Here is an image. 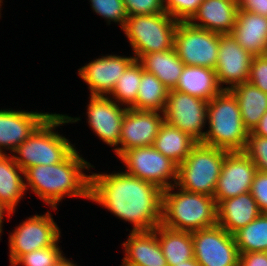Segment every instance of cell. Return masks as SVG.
Here are the masks:
<instances>
[{
    "instance_id": "2",
    "label": "cell",
    "mask_w": 267,
    "mask_h": 266,
    "mask_svg": "<svg viewBox=\"0 0 267 266\" xmlns=\"http://www.w3.org/2000/svg\"><path fill=\"white\" fill-rule=\"evenodd\" d=\"M90 166L75 149L60 163L27 168L24 171L25 188L27 190L29 184L32 191L54 210L63 196L89 199L90 176L85 175L82 169Z\"/></svg>"
},
{
    "instance_id": "33",
    "label": "cell",
    "mask_w": 267,
    "mask_h": 266,
    "mask_svg": "<svg viewBox=\"0 0 267 266\" xmlns=\"http://www.w3.org/2000/svg\"><path fill=\"white\" fill-rule=\"evenodd\" d=\"M93 10L106 18L109 22H119L125 27L128 14L123 0H90Z\"/></svg>"
},
{
    "instance_id": "9",
    "label": "cell",
    "mask_w": 267,
    "mask_h": 266,
    "mask_svg": "<svg viewBox=\"0 0 267 266\" xmlns=\"http://www.w3.org/2000/svg\"><path fill=\"white\" fill-rule=\"evenodd\" d=\"M120 159L128 168L125 173L155 184L162 190L176 184L177 165L153 146L129 149L120 156ZM169 179L175 183L172 185Z\"/></svg>"
},
{
    "instance_id": "15",
    "label": "cell",
    "mask_w": 267,
    "mask_h": 266,
    "mask_svg": "<svg viewBox=\"0 0 267 266\" xmlns=\"http://www.w3.org/2000/svg\"><path fill=\"white\" fill-rule=\"evenodd\" d=\"M218 59L215 67L219 85H234L248 81L253 55L243 49L231 34H220Z\"/></svg>"
},
{
    "instance_id": "18",
    "label": "cell",
    "mask_w": 267,
    "mask_h": 266,
    "mask_svg": "<svg viewBox=\"0 0 267 266\" xmlns=\"http://www.w3.org/2000/svg\"><path fill=\"white\" fill-rule=\"evenodd\" d=\"M49 113L0 110V154L14 150L49 116Z\"/></svg>"
},
{
    "instance_id": "23",
    "label": "cell",
    "mask_w": 267,
    "mask_h": 266,
    "mask_svg": "<svg viewBox=\"0 0 267 266\" xmlns=\"http://www.w3.org/2000/svg\"><path fill=\"white\" fill-rule=\"evenodd\" d=\"M173 89L207 102L224 90L219 85L214 69L186 65Z\"/></svg>"
},
{
    "instance_id": "21",
    "label": "cell",
    "mask_w": 267,
    "mask_h": 266,
    "mask_svg": "<svg viewBox=\"0 0 267 266\" xmlns=\"http://www.w3.org/2000/svg\"><path fill=\"white\" fill-rule=\"evenodd\" d=\"M260 214L258 204L249 191L222 200L217 205V225L233 235Z\"/></svg>"
},
{
    "instance_id": "16",
    "label": "cell",
    "mask_w": 267,
    "mask_h": 266,
    "mask_svg": "<svg viewBox=\"0 0 267 266\" xmlns=\"http://www.w3.org/2000/svg\"><path fill=\"white\" fill-rule=\"evenodd\" d=\"M88 109V123L93 131L110 146H118L122 119L127 107L120 108L106 96H91Z\"/></svg>"
},
{
    "instance_id": "7",
    "label": "cell",
    "mask_w": 267,
    "mask_h": 266,
    "mask_svg": "<svg viewBox=\"0 0 267 266\" xmlns=\"http://www.w3.org/2000/svg\"><path fill=\"white\" fill-rule=\"evenodd\" d=\"M178 23L166 12L128 16L123 31L133 47L134 58L172 49Z\"/></svg>"
},
{
    "instance_id": "11",
    "label": "cell",
    "mask_w": 267,
    "mask_h": 266,
    "mask_svg": "<svg viewBox=\"0 0 267 266\" xmlns=\"http://www.w3.org/2000/svg\"><path fill=\"white\" fill-rule=\"evenodd\" d=\"M194 259L200 266H239L234 236L219 225L192 232Z\"/></svg>"
},
{
    "instance_id": "22",
    "label": "cell",
    "mask_w": 267,
    "mask_h": 266,
    "mask_svg": "<svg viewBox=\"0 0 267 266\" xmlns=\"http://www.w3.org/2000/svg\"><path fill=\"white\" fill-rule=\"evenodd\" d=\"M125 247L122 265L167 266L156 233L152 231H131Z\"/></svg>"
},
{
    "instance_id": "12",
    "label": "cell",
    "mask_w": 267,
    "mask_h": 266,
    "mask_svg": "<svg viewBox=\"0 0 267 266\" xmlns=\"http://www.w3.org/2000/svg\"><path fill=\"white\" fill-rule=\"evenodd\" d=\"M60 230L49 211L44 215L28 218L10 234L11 265L22 255L44 247L55 245Z\"/></svg>"
},
{
    "instance_id": "19",
    "label": "cell",
    "mask_w": 267,
    "mask_h": 266,
    "mask_svg": "<svg viewBox=\"0 0 267 266\" xmlns=\"http://www.w3.org/2000/svg\"><path fill=\"white\" fill-rule=\"evenodd\" d=\"M238 9L237 0H203L188 22L210 32L230 34L236 24Z\"/></svg>"
},
{
    "instance_id": "37",
    "label": "cell",
    "mask_w": 267,
    "mask_h": 266,
    "mask_svg": "<svg viewBox=\"0 0 267 266\" xmlns=\"http://www.w3.org/2000/svg\"><path fill=\"white\" fill-rule=\"evenodd\" d=\"M248 83L267 94V56H253Z\"/></svg>"
},
{
    "instance_id": "35",
    "label": "cell",
    "mask_w": 267,
    "mask_h": 266,
    "mask_svg": "<svg viewBox=\"0 0 267 266\" xmlns=\"http://www.w3.org/2000/svg\"><path fill=\"white\" fill-rule=\"evenodd\" d=\"M165 12L179 22H188L203 0H164Z\"/></svg>"
},
{
    "instance_id": "28",
    "label": "cell",
    "mask_w": 267,
    "mask_h": 266,
    "mask_svg": "<svg viewBox=\"0 0 267 266\" xmlns=\"http://www.w3.org/2000/svg\"><path fill=\"white\" fill-rule=\"evenodd\" d=\"M19 173L24 175V171L15 163L13 156L0 154V202L12 212L26 191L25 182Z\"/></svg>"
},
{
    "instance_id": "43",
    "label": "cell",
    "mask_w": 267,
    "mask_h": 266,
    "mask_svg": "<svg viewBox=\"0 0 267 266\" xmlns=\"http://www.w3.org/2000/svg\"><path fill=\"white\" fill-rule=\"evenodd\" d=\"M175 266H200L198 262L193 258L187 261H183V263L177 264Z\"/></svg>"
},
{
    "instance_id": "8",
    "label": "cell",
    "mask_w": 267,
    "mask_h": 266,
    "mask_svg": "<svg viewBox=\"0 0 267 266\" xmlns=\"http://www.w3.org/2000/svg\"><path fill=\"white\" fill-rule=\"evenodd\" d=\"M219 37V33L195 27L189 22H179L175 30L173 48L186 66L215 69Z\"/></svg>"
},
{
    "instance_id": "45",
    "label": "cell",
    "mask_w": 267,
    "mask_h": 266,
    "mask_svg": "<svg viewBox=\"0 0 267 266\" xmlns=\"http://www.w3.org/2000/svg\"><path fill=\"white\" fill-rule=\"evenodd\" d=\"M121 266H142V265H121Z\"/></svg>"
},
{
    "instance_id": "1",
    "label": "cell",
    "mask_w": 267,
    "mask_h": 266,
    "mask_svg": "<svg viewBox=\"0 0 267 266\" xmlns=\"http://www.w3.org/2000/svg\"><path fill=\"white\" fill-rule=\"evenodd\" d=\"M90 176L89 199L133 224V232L161 224L163 190L125 172Z\"/></svg>"
},
{
    "instance_id": "13",
    "label": "cell",
    "mask_w": 267,
    "mask_h": 266,
    "mask_svg": "<svg viewBox=\"0 0 267 266\" xmlns=\"http://www.w3.org/2000/svg\"><path fill=\"white\" fill-rule=\"evenodd\" d=\"M256 172V165L243 151L228 152L213 195L216 204L249 192Z\"/></svg>"
},
{
    "instance_id": "26",
    "label": "cell",
    "mask_w": 267,
    "mask_h": 266,
    "mask_svg": "<svg viewBox=\"0 0 267 266\" xmlns=\"http://www.w3.org/2000/svg\"><path fill=\"white\" fill-rule=\"evenodd\" d=\"M153 231L157 235L167 266H175L194 258L192 232L169 229L162 224Z\"/></svg>"
},
{
    "instance_id": "34",
    "label": "cell",
    "mask_w": 267,
    "mask_h": 266,
    "mask_svg": "<svg viewBox=\"0 0 267 266\" xmlns=\"http://www.w3.org/2000/svg\"><path fill=\"white\" fill-rule=\"evenodd\" d=\"M243 152L254 162L257 171L267 173V137L249 135Z\"/></svg>"
},
{
    "instance_id": "36",
    "label": "cell",
    "mask_w": 267,
    "mask_h": 266,
    "mask_svg": "<svg viewBox=\"0 0 267 266\" xmlns=\"http://www.w3.org/2000/svg\"><path fill=\"white\" fill-rule=\"evenodd\" d=\"M128 16L165 13L164 0H123Z\"/></svg>"
},
{
    "instance_id": "20",
    "label": "cell",
    "mask_w": 267,
    "mask_h": 266,
    "mask_svg": "<svg viewBox=\"0 0 267 266\" xmlns=\"http://www.w3.org/2000/svg\"><path fill=\"white\" fill-rule=\"evenodd\" d=\"M253 56L267 51V17L238 9L236 24L230 33Z\"/></svg>"
},
{
    "instance_id": "41",
    "label": "cell",
    "mask_w": 267,
    "mask_h": 266,
    "mask_svg": "<svg viewBox=\"0 0 267 266\" xmlns=\"http://www.w3.org/2000/svg\"><path fill=\"white\" fill-rule=\"evenodd\" d=\"M249 135H259L262 137H267V111L260 119L256 127L249 132Z\"/></svg>"
},
{
    "instance_id": "29",
    "label": "cell",
    "mask_w": 267,
    "mask_h": 266,
    "mask_svg": "<svg viewBox=\"0 0 267 266\" xmlns=\"http://www.w3.org/2000/svg\"><path fill=\"white\" fill-rule=\"evenodd\" d=\"M169 89L154 75L142 72L136 110L163 112Z\"/></svg>"
},
{
    "instance_id": "25",
    "label": "cell",
    "mask_w": 267,
    "mask_h": 266,
    "mask_svg": "<svg viewBox=\"0 0 267 266\" xmlns=\"http://www.w3.org/2000/svg\"><path fill=\"white\" fill-rule=\"evenodd\" d=\"M237 99L244 126L252 131L267 111V94L245 82L228 89Z\"/></svg>"
},
{
    "instance_id": "27",
    "label": "cell",
    "mask_w": 267,
    "mask_h": 266,
    "mask_svg": "<svg viewBox=\"0 0 267 266\" xmlns=\"http://www.w3.org/2000/svg\"><path fill=\"white\" fill-rule=\"evenodd\" d=\"M196 144L197 142L186 132L164 121L152 146L178 166L186 159Z\"/></svg>"
},
{
    "instance_id": "5",
    "label": "cell",
    "mask_w": 267,
    "mask_h": 266,
    "mask_svg": "<svg viewBox=\"0 0 267 266\" xmlns=\"http://www.w3.org/2000/svg\"><path fill=\"white\" fill-rule=\"evenodd\" d=\"M209 130L201 144L233 151H244L249 136L244 126L236 97L223 90L207 105Z\"/></svg>"
},
{
    "instance_id": "31",
    "label": "cell",
    "mask_w": 267,
    "mask_h": 266,
    "mask_svg": "<svg viewBox=\"0 0 267 266\" xmlns=\"http://www.w3.org/2000/svg\"><path fill=\"white\" fill-rule=\"evenodd\" d=\"M143 71L140 62L134 59L118 78L111 92L113 99L122 102L121 104H127V108L136 110V98Z\"/></svg>"
},
{
    "instance_id": "42",
    "label": "cell",
    "mask_w": 267,
    "mask_h": 266,
    "mask_svg": "<svg viewBox=\"0 0 267 266\" xmlns=\"http://www.w3.org/2000/svg\"><path fill=\"white\" fill-rule=\"evenodd\" d=\"M7 211V215H9L10 217V214L14 213L12 212V210L10 208H8L4 203L0 202V233L2 232V220L4 218V213Z\"/></svg>"
},
{
    "instance_id": "32",
    "label": "cell",
    "mask_w": 267,
    "mask_h": 266,
    "mask_svg": "<svg viewBox=\"0 0 267 266\" xmlns=\"http://www.w3.org/2000/svg\"><path fill=\"white\" fill-rule=\"evenodd\" d=\"M56 243L50 247H44L20 256L12 265L24 266H56L64 257Z\"/></svg>"
},
{
    "instance_id": "14",
    "label": "cell",
    "mask_w": 267,
    "mask_h": 266,
    "mask_svg": "<svg viewBox=\"0 0 267 266\" xmlns=\"http://www.w3.org/2000/svg\"><path fill=\"white\" fill-rule=\"evenodd\" d=\"M159 111L135 110L128 108L122 119L119 144L115 152L120 157L125 151L136 148L152 146L158 135L164 117Z\"/></svg>"
},
{
    "instance_id": "30",
    "label": "cell",
    "mask_w": 267,
    "mask_h": 266,
    "mask_svg": "<svg viewBox=\"0 0 267 266\" xmlns=\"http://www.w3.org/2000/svg\"><path fill=\"white\" fill-rule=\"evenodd\" d=\"M233 236L239 253L267 252V214L261 213Z\"/></svg>"
},
{
    "instance_id": "3",
    "label": "cell",
    "mask_w": 267,
    "mask_h": 266,
    "mask_svg": "<svg viewBox=\"0 0 267 266\" xmlns=\"http://www.w3.org/2000/svg\"><path fill=\"white\" fill-rule=\"evenodd\" d=\"M174 186L163 190L161 224L177 231L193 232L217 225V204L212 196Z\"/></svg>"
},
{
    "instance_id": "38",
    "label": "cell",
    "mask_w": 267,
    "mask_h": 266,
    "mask_svg": "<svg viewBox=\"0 0 267 266\" xmlns=\"http://www.w3.org/2000/svg\"><path fill=\"white\" fill-rule=\"evenodd\" d=\"M250 193L256 200L261 213L267 214V173L256 172Z\"/></svg>"
},
{
    "instance_id": "44",
    "label": "cell",
    "mask_w": 267,
    "mask_h": 266,
    "mask_svg": "<svg viewBox=\"0 0 267 266\" xmlns=\"http://www.w3.org/2000/svg\"><path fill=\"white\" fill-rule=\"evenodd\" d=\"M56 266H76V265L64 257Z\"/></svg>"
},
{
    "instance_id": "10",
    "label": "cell",
    "mask_w": 267,
    "mask_h": 266,
    "mask_svg": "<svg viewBox=\"0 0 267 266\" xmlns=\"http://www.w3.org/2000/svg\"><path fill=\"white\" fill-rule=\"evenodd\" d=\"M207 105L208 102L203 99L170 89L162 116L167 124L201 143L206 135L202 128L207 120Z\"/></svg>"
},
{
    "instance_id": "4",
    "label": "cell",
    "mask_w": 267,
    "mask_h": 266,
    "mask_svg": "<svg viewBox=\"0 0 267 266\" xmlns=\"http://www.w3.org/2000/svg\"><path fill=\"white\" fill-rule=\"evenodd\" d=\"M80 118L66 115L50 114L34 131L21 143L14 152L21 157L13 156L15 163L25 171L38 165H54L64 161L74 150L68 139L53 131L64 123L77 122Z\"/></svg>"
},
{
    "instance_id": "39",
    "label": "cell",
    "mask_w": 267,
    "mask_h": 266,
    "mask_svg": "<svg viewBox=\"0 0 267 266\" xmlns=\"http://www.w3.org/2000/svg\"><path fill=\"white\" fill-rule=\"evenodd\" d=\"M239 254V266H267V252H248Z\"/></svg>"
},
{
    "instance_id": "40",
    "label": "cell",
    "mask_w": 267,
    "mask_h": 266,
    "mask_svg": "<svg viewBox=\"0 0 267 266\" xmlns=\"http://www.w3.org/2000/svg\"><path fill=\"white\" fill-rule=\"evenodd\" d=\"M239 10L267 17V0H238Z\"/></svg>"
},
{
    "instance_id": "17",
    "label": "cell",
    "mask_w": 267,
    "mask_h": 266,
    "mask_svg": "<svg viewBox=\"0 0 267 266\" xmlns=\"http://www.w3.org/2000/svg\"><path fill=\"white\" fill-rule=\"evenodd\" d=\"M134 59L116 55L102 56L80 68L78 74L89 85L90 96H107Z\"/></svg>"
},
{
    "instance_id": "6",
    "label": "cell",
    "mask_w": 267,
    "mask_h": 266,
    "mask_svg": "<svg viewBox=\"0 0 267 266\" xmlns=\"http://www.w3.org/2000/svg\"><path fill=\"white\" fill-rule=\"evenodd\" d=\"M229 151L197 143L177 166L176 186L188 192L214 195L224 158Z\"/></svg>"
},
{
    "instance_id": "24",
    "label": "cell",
    "mask_w": 267,
    "mask_h": 266,
    "mask_svg": "<svg viewBox=\"0 0 267 266\" xmlns=\"http://www.w3.org/2000/svg\"><path fill=\"white\" fill-rule=\"evenodd\" d=\"M137 60L144 71L154 74L169 90L177 85L185 66L174 48L148 53L140 56Z\"/></svg>"
}]
</instances>
